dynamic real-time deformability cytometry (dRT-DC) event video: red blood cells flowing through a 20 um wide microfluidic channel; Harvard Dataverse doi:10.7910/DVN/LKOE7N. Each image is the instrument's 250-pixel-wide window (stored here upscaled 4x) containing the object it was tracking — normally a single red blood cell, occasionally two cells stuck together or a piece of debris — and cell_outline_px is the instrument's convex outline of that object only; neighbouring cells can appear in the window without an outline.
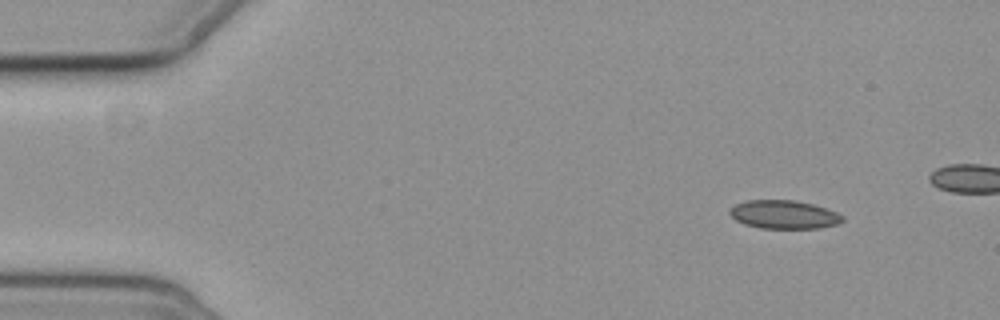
{"species": "common noctule bat (a hibernating species)", "species_latin": "Nyctalus noctula", "temperature_condition": "cold", "stored_images_in_passage": 5, "camera_frame_rate_fps": 3000, "um_per_image_px": 0.085, "animal": {"sex": "female", "body_mass_g": 19.3, "forearm_length_mm": 54.1}, "frame": {"image": 1, "passage_image": 1, "time_ms": 0.0, "image_size_px": [1000, 320], "cell_outline_px": [[844, 220], [840, 224], [820, 228], [760, 228], [744, 224], [736, 220], [728, 212], [736, 204], [748, 200], [796, 200], [812, 204], [836, 212], [844, 216]], "centroid_in_image_um": [66.66, 18.24], "position_along_channel_um": 18.3, "area_um2": 18.67}}